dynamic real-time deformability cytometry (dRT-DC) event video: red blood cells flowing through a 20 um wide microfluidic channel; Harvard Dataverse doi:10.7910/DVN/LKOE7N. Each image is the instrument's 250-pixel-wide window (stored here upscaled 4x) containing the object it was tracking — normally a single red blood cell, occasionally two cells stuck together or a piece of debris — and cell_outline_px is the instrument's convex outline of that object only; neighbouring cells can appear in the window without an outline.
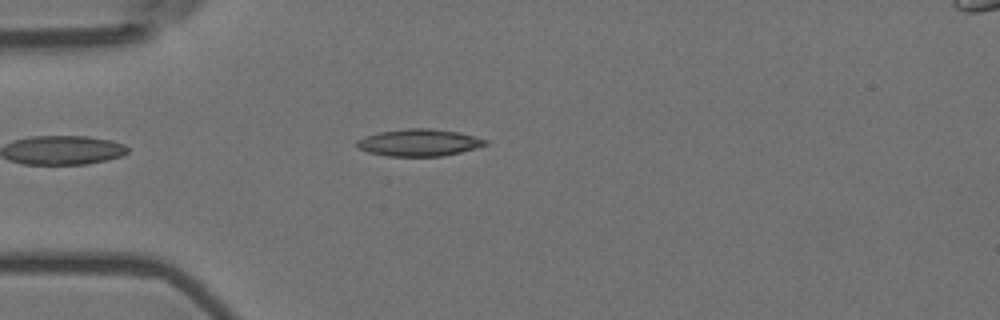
{"species": "Egyptian fruit bat (a non-hibernating species)", "species_latin": "Rousettus aegyptiacus", "temperature_condition": "room temperature", "stored_images_in_passage": 4, "camera_frame_rate_fps": 3000, "um_per_image_px": 0.085, "animal": {"sex": "female"}, "frame": {"image": 1, "passage_image": 4, "time_ms": 1.0, "image_size_px": [1000, 320], "cell_outline_px": [[488, 144], [476, 148], [444, 156], [388, 156], [368, 152], [356, 148], [356, 140], [364, 136], [380, 132], [408, 128], [428, 128], [460, 132], [488, 140]], "centroid_in_image_um": [35.61, 12.12], "position_along_channel_um": 49.4, "area_um2": 20.35}}